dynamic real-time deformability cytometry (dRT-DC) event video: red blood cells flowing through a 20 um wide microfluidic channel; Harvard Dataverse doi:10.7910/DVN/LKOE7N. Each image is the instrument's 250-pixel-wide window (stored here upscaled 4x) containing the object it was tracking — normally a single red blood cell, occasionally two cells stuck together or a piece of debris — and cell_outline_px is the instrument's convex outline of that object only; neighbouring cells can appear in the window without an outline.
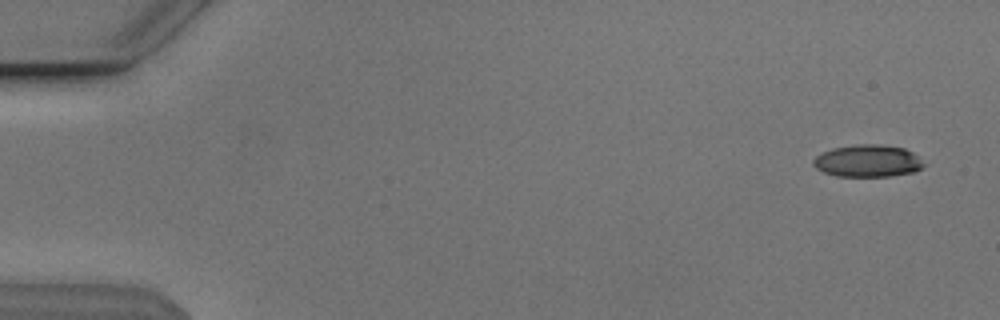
{"species": "Egyptian fruit bat (a non-hibernating species)", "species_latin": "Rousettus aegyptiacus", "temperature_condition": "cold", "stored_images_in_passage": 52, "camera_frame_rate_fps": 3000, "um_per_image_px": 0.085, "animal": {"sex": "male"}, "frame": {"image": 1, "passage_image": 1, "time_ms": 0.0, "image_size_px": [1000, 320], "cell_outline_px": [[928, 164], [924, 168], [912, 172], [892, 176], [836, 176], [824, 172], [816, 168], [812, 164], [812, 160], [816, 156], [832, 148], [860, 144], [872, 144], [904, 148], [912, 152]], "centroid_in_image_um": [73.79, 13.69], "position_along_channel_um": 11.2, "area_um2": 20.75}}
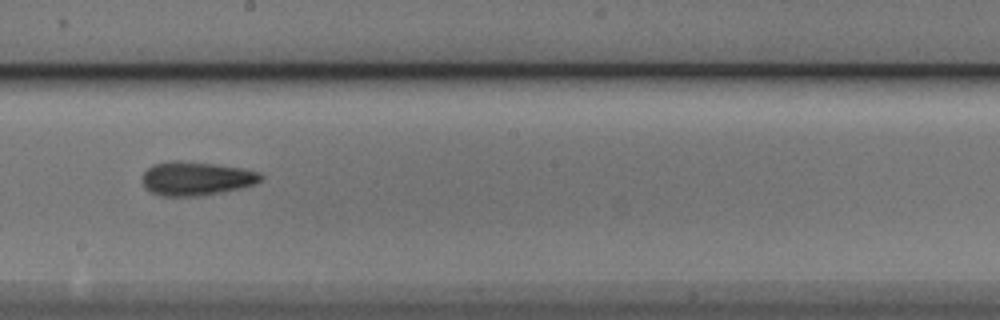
{"frame": {"image": 2, "passage_image": 29, "time_ms": 9.333, "image_size_px": [1000, 320], "cell_outline_px": [[264, 176], [256, 184], [240, 188], [220, 192], [196, 196], [164, 196], [152, 192], [144, 184], [140, 176], [152, 164], [172, 160], [180, 160], [244, 168], [260, 172]], "centroid_in_image_um": [16.68, 15.15], "position_along_channel_um": 231.5, "area_um2": 23.29}}
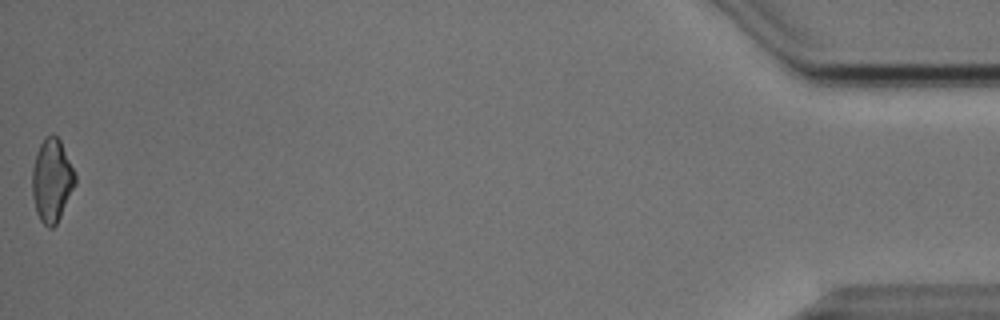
{"frame": {"image": 3, "passage_image": 52, "time_ms": 17.0, "image_size_px": [1000, 320], "cell_outline_px": [[76, 184], [56, 224], [52, 228], [48, 228], [40, 220], [36, 212], [32, 196], [32, 168], [36, 152], [44, 136], [56, 136], [60, 140], [76, 176]], "centroid_in_image_um": [4.39, 15.34], "position_along_channel_um": 430.8, "area_um2": 20.69}, "authors_computed_cell_mechanics": {"area_um2": 21.5305, "velocity_mm_per_s": 3.8499, "shape_relaxation_time_tau1_ms": null, "shape_relaxation_time_tau2_ms": 8.6035, "deformation_change_tau1": null, "deformation_change_tau2": 0.2145}}